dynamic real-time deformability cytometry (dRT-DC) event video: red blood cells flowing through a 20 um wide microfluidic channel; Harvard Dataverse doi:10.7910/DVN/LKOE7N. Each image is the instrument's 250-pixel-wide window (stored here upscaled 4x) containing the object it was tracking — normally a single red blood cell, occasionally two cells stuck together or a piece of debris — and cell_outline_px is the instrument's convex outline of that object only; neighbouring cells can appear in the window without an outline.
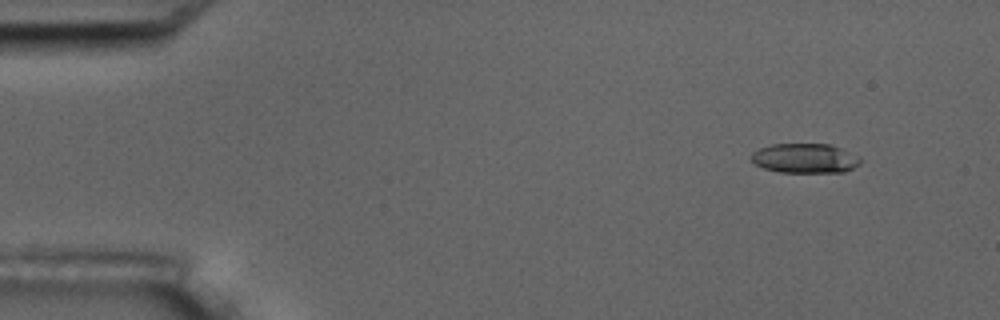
{"species": "common noctule bat (a hibernating species)", "species_latin": "Nyctalus noctula", "temperature_condition": "room temperature", "stored_images_in_passage": 5, "camera_frame_rate_fps": 3000, "um_per_image_px": 0.085, "animal": {"sex": "male", "body_mass_g": 17.5, "forearm_length_mm": 52.3}, "frame": {"image": 1, "passage_image": 1, "time_ms": 0.0, "image_size_px": [1000, 320], "cell_outline_px": [[860, 164], [844, 172], [780, 172], [764, 168], [756, 164], [752, 160], [752, 152], [760, 148], [772, 144], [828, 144], [840, 148], [860, 156]], "centroid_in_image_um": [68.44, 13.45], "position_along_channel_um": 16.6, "area_um2": 18.67}}
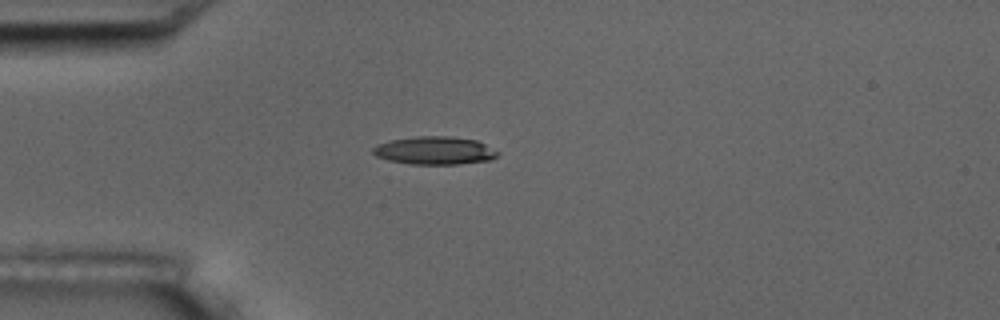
{"frame": {"image": 2, "passage_image": 3, "time_ms": 3.333, "image_size_px": [1000, 320], "cell_outline_px": [[500, 152], [496, 156], [488, 160], [456, 164], [412, 164], [388, 160], [376, 156], [372, 152], [372, 148], [376, 144], [388, 140], [416, 136], [448, 136], [476, 140]], "centroid_in_image_um": [36.89, 12.78], "position_along_channel_um": 48.1, "area_um2": 20.29}}